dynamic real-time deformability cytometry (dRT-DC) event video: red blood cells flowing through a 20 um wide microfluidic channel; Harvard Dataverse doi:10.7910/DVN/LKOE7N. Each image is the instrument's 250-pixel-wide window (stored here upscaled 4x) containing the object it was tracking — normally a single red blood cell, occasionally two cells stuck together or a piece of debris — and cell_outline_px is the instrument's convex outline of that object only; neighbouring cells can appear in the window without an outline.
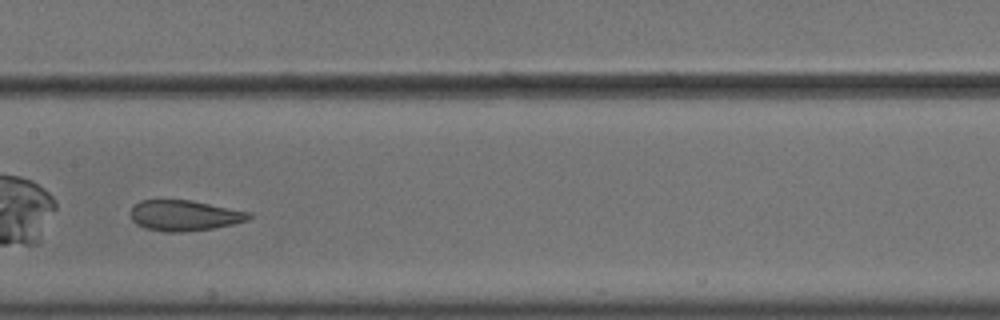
{"species": "common noctule bat (a hibernating species)", "species_latin": "Nyctalus noctula", "temperature_condition": "cold", "stored_images_in_passage": 36, "camera_frame_rate_fps": 3000, "um_per_image_px": 0.085, "animal": {"sex": "male", "body_mass_g": 18.8}, "frame": {"image": 1, "passage_image": 11, "time_ms": 3.333, "image_size_px": [1000, 320], "cell_outline_px": [[252, 216], [248, 220], [232, 224], [212, 228], [188, 232], [164, 232], [144, 228], [136, 224], [132, 220], [128, 212], [140, 200], [192, 200], [252, 212]], "centroid_in_image_um": [15.66, 18.32], "position_along_channel_um": 191.7, "area_um2": 21.39}, "authors_computed_cell_mechanics": {"area_um2": 22.2819, "velocity_mm_per_s": 3.5939, "shape_relaxation_time_tau1_ms": 8.7716, "shape_relaxation_time_tau2_ms": 1.4424, "deformation_change_tau1": 0.1693, "deformation_change_tau2": 0.0804}}